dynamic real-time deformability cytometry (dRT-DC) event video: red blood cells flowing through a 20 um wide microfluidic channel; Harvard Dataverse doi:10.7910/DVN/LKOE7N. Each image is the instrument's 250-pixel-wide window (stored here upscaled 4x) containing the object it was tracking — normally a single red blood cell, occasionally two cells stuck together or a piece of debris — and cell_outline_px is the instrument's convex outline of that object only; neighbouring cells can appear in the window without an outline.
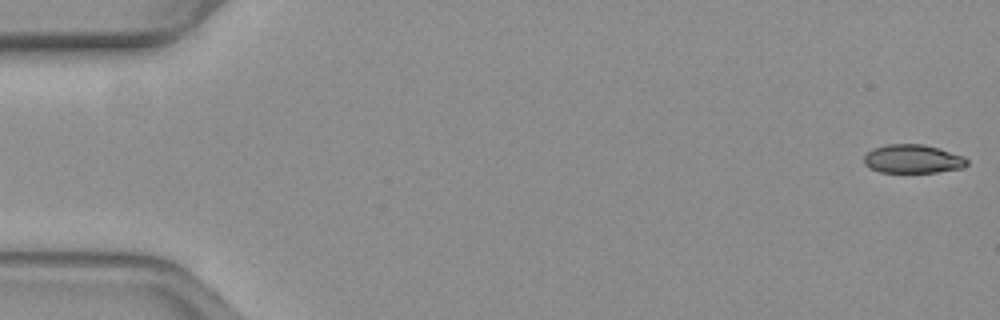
{"species": "common noctule bat (a hibernating species)", "species_latin": "Nyctalus noctula", "temperature_condition": "warm", "stored_images_in_passage": 54, "camera_frame_rate_fps": 3000, "um_per_image_px": 0.085, "animal": {"sex": "female", "body_mass_g": 19.3, "forearm_length_mm": 54.1}, "frame": {"image": 1, "passage_image": 1, "time_ms": 0.0, "image_size_px": [1000, 320], "cell_outline_px": [[968, 164], [964, 168], [936, 172], [880, 172], [868, 168], [864, 164], [864, 156], [872, 148], [888, 144], [920, 144], [936, 148], [964, 156], [968, 160]], "centroid_in_image_um": [77.57, 13.52], "position_along_channel_um": 7.4, "area_um2": 17.17}}
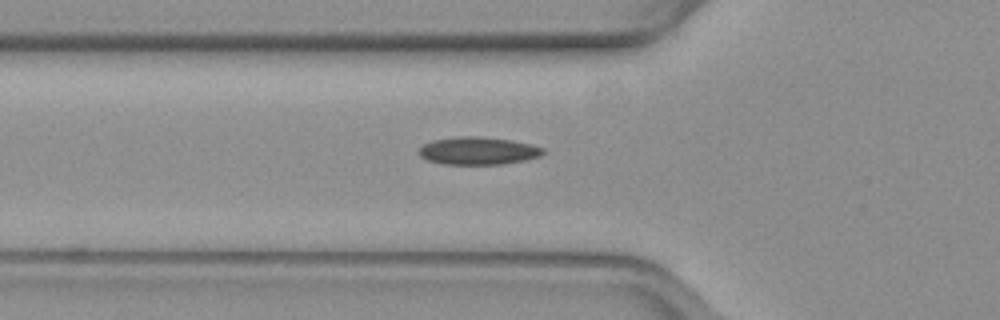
{"frame": {"image": 2, "passage_image": 19, "time_ms": 6.0, "image_size_px": [1000, 320], "cell_outline_px": [[544, 152], [540, 156], [524, 160], [504, 164], [444, 164], [428, 160], [420, 156], [416, 152], [424, 144], [432, 140], [464, 136], [476, 136], [508, 140], [528, 144], [544, 148]], "centroid_in_image_um": [40.6, 12.83], "position_along_channel_um": 85.2, "area_um2": 19.77}}
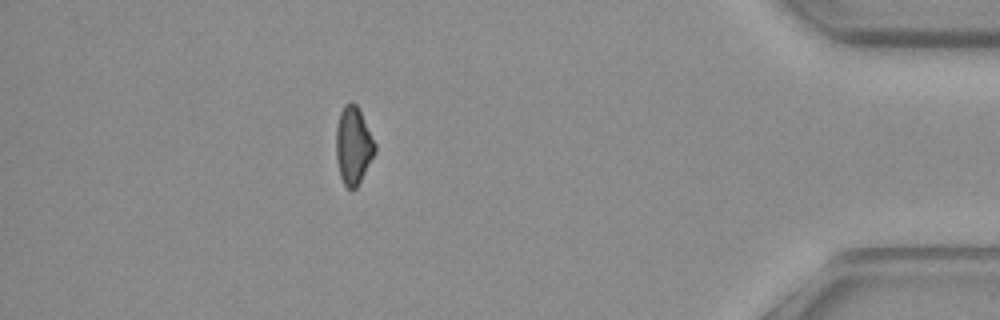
{"frame": {"image": 3, "passage_image": 48, "time_ms": 15.667, "image_size_px": [1000, 320], "cell_outline_px": [[376, 152], [356, 188], [348, 188], [344, 184], [340, 176], [336, 160], [336, 128], [340, 112], [344, 104], [352, 100], [356, 104], [376, 144]], "centroid_in_image_um": [30.02, 12.35], "position_along_channel_um": 405.2, "area_um2": 17.51}, "authors_computed_cell_mechanics": {"area_um2": 18.6694, "velocity_mm_per_s": 3.8229, "shape_relaxation_time_tau1_ms": 9.166, "shape_relaxation_time_tau2_ms": 3.3527, "deformation_change_tau1": 0.2202, "deformation_change_tau2": 0.1103}}